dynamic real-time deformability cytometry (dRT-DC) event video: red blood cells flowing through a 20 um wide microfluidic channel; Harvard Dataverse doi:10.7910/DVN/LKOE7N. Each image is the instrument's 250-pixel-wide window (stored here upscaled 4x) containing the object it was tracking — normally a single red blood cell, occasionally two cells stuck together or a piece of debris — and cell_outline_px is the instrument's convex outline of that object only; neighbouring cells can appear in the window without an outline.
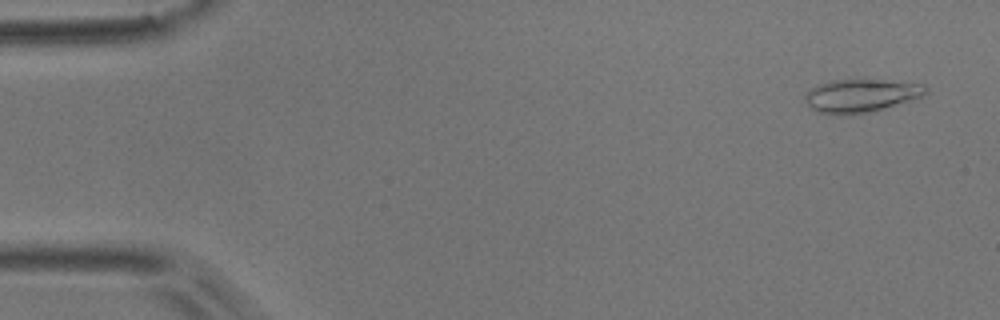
{"species": "common noctule bat (a hibernating species)", "species_latin": "Nyctalus noctula", "temperature_condition": "room temperature", "stored_images_in_passage": 52, "camera_frame_rate_fps": 3000, "um_per_image_px": 0.085, "animal": {"sex": "male", "body_mass_g": 17.9}, "frame": {"image": 1, "passage_image": 3, "time_ms": 0.667, "image_size_px": [1000, 320], "cell_outline_px": [[928, 92], [920, 96], [908, 100], [868, 112], [848, 116], [840, 116], [816, 112], [804, 100], [804, 96], [812, 88], [820, 84], [832, 80], [884, 80], [924, 84], [928, 88]], "centroid_in_image_um": [73.13, 8.14], "position_along_channel_um": 11.9, "area_um2": 23.06}}
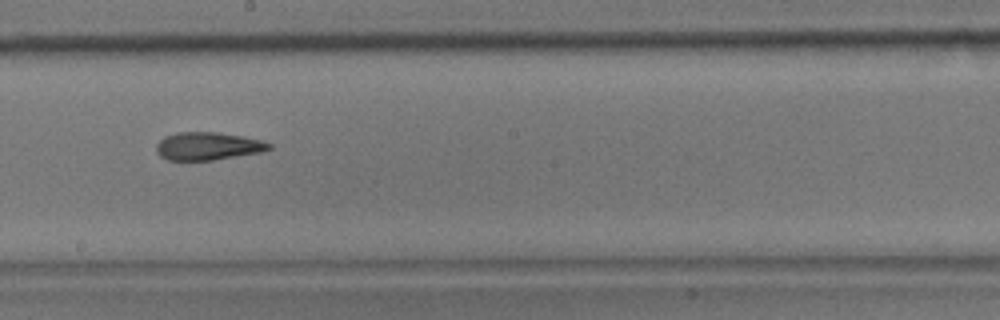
{"frame": {"image": 2, "passage_image": 30, "time_ms": 9.667, "image_size_px": [1000, 320], "cell_outline_px": [[272, 148], [260, 152], [212, 160], [168, 160], [160, 156], [156, 152], [156, 144], [164, 136], [176, 132], [216, 132], [244, 136], [260, 140], [272, 144]], "centroid_in_image_um": [17.64, 12.41], "position_along_channel_um": 230.6, "area_um2": 18.32}}
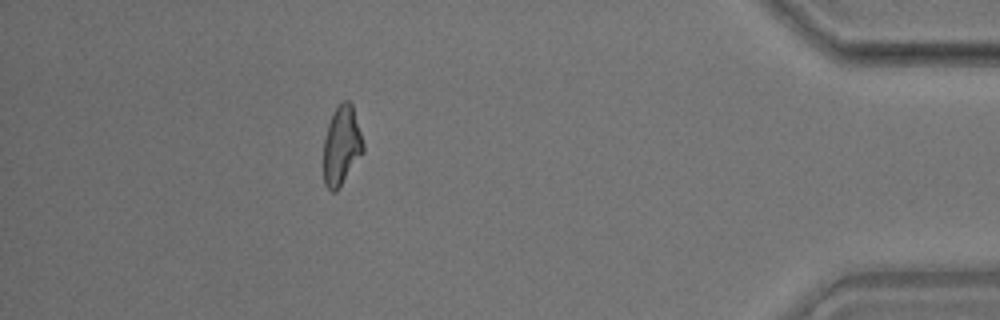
{"frame": {"image": 3, "passage_image": 48, "time_ms": 15.667, "image_size_px": [1000, 320], "cell_outline_px": [[364, 152], [336, 192], [332, 192], [324, 184], [324, 140], [328, 124], [336, 108], [344, 100], [348, 100], [352, 104], [364, 144]], "centroid_in_image_um": [29.04, 12.4], "position_along_channel_um": 406.2, "area_um2": 18.09}, "authors_computed_cell_mechanics": {"area_um2": 19.074, "velocity_mm_per_s": 3.7355, "shape_relaxation_time_tau1_ms": 10.7895, "shape_relaxation_time_tau2_ms": 3.5485, "deformation_change_tau1": 0.253, "deformation_change_tau2": 0.1382}}